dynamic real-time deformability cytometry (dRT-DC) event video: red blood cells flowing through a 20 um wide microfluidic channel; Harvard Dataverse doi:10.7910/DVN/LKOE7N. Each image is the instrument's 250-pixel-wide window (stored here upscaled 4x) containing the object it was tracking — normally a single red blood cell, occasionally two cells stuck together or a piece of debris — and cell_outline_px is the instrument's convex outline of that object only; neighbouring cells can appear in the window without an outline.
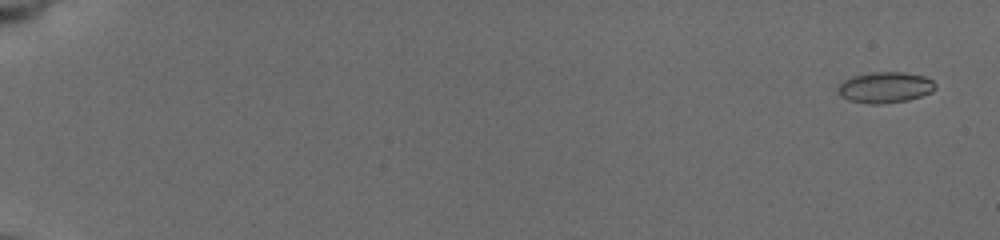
{"species": "common noctule bat (a hibernating species)", "species_latin": "Nyctalus noctula", "temperature_condition": "cold", "stored_images_in_passage": 58, "camera_frame_rate_fps": 3000, "um_per_image_px": 0.085, "animal": {"sex": "female", "body_mass_g": 19.5, "forearm_length_mm": 54.1}, "frame": {"image": 1, "passage_image": 3, "time_ms": 0.667, "image_size_px": [1000, 240], "cell_outline_px": [[936, 88], [932, 92], [908, 100], [876, 104], [872, 104], [848, 100], [840, 96], [836, 92], [836, 88], [844, 80], [852, 76], [872, 72], [904, 72], [924, 76], [932, 80], [936, 84]], "centroid_in_image_um": [75.21, 7.42], "position_along_channel_um": 9.8, "area_um2": 17.63}}
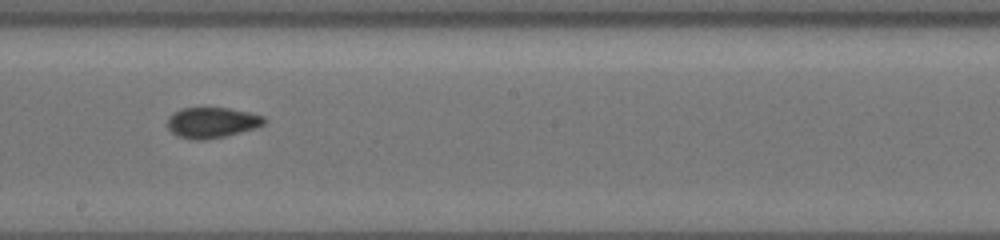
{"frame": {"image": 2, "passage_image": 36, "time_ms": 11.667, "image_size_px": [1000, 240], "cell_outline_px": [[264, 124], [252, 128], [224, 136], [204, 140], [196, 140], [180, 136], [172, 132], [168, 128], [168, 116], [172, 112], [180, 108], [228, 108], [248, 112], [264, 116]], "centroid_in_image_um": [17.96, 10.4], "position_along_channel_um": 230.2, "area_um2": 16.94}}
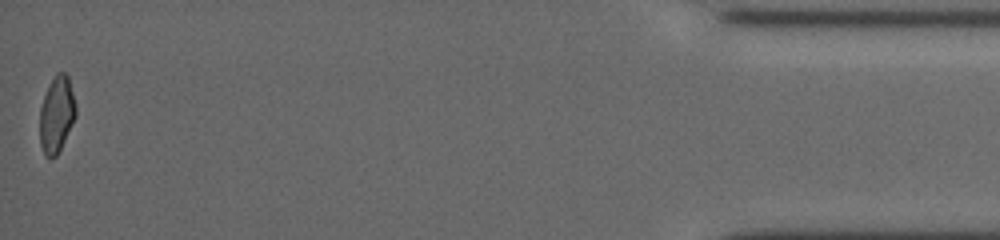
{"frame": {"image": 3, "passage_image": 58, "time_ms": 19.0, "image_size_px": [1000, 240], "cell_outline_px": [[76, 116], [56, 156], [48, 160], [44, 156], [40, 144], [40, 108], [48, 84], [56, 72], [64, 72], [68, 76], [76, 108]], "centroid_in_image_um": [4.79, 9.73], "position_along_channel_um": 430.4, "area_um2": 16.01}, "authors_computed_cell_mechanics": {"area_um2": 16.8198, "velocity_mm_per_s": 3.7661, "shape_relaxation_time_tau1_ms": null, "shape_relaxation_time_tau2_ms": 2.0817, "deformation_change_tau1": null, "deformation_change_tau2": 0.0559}}